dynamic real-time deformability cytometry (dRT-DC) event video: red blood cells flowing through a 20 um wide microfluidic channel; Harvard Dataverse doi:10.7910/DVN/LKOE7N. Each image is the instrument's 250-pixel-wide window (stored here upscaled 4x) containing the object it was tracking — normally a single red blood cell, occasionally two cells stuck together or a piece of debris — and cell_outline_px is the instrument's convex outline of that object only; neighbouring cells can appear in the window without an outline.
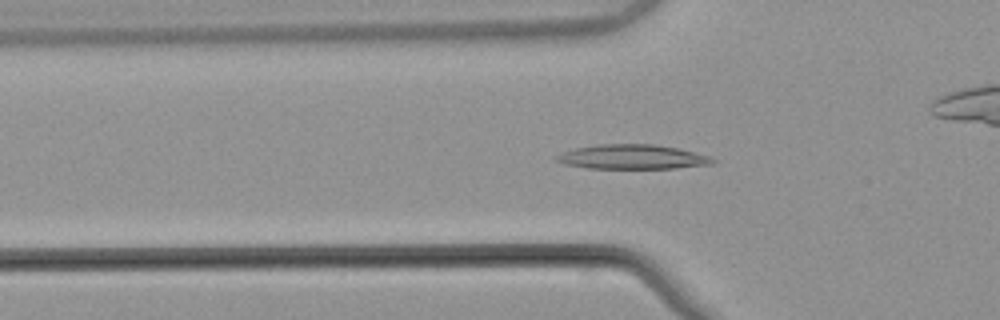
{"species": "common noctule bat (a hibernating species)", "species_latin": "Nyctalus noctula", "temperature_condition": "warm", "stored_images_in_passage": 54, "camera_frame_rate_fps": 3000, "um_per_image_px": 0.085, "animal": {"sex": "male", "body_mass_g": 21.5, "forearm_length_mm": 52.0}, "frame": {"image": 1, "passage_image": 18, "time_ms": 5.667, "image_size_px": [1000, 320], "cell_outline_px": [[716, 160], [712, 164], [676, 168], [588, 168], [564, 164], [552, 160], [560, 152], [576, 148], [596, 144], [652, 144], [676, 148], [708, 156]], "centroid_in_image_um": [53.67, 13.34], "position_along_channel_um": 72.1, "area_um2": 22.2}}
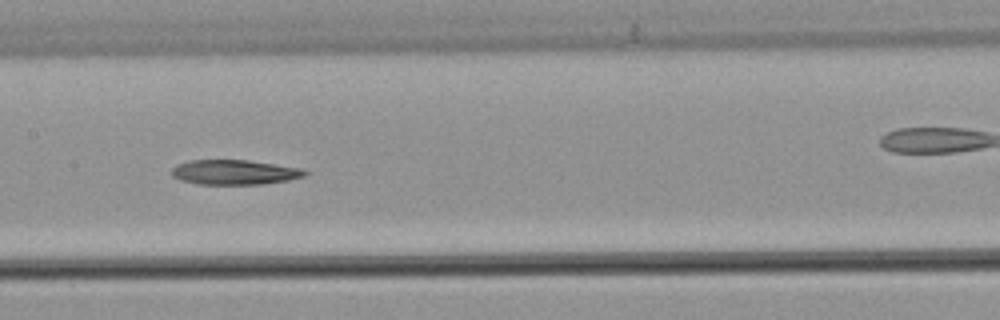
{"frame": {"image": 2, "passage_image": 27, "time_ms": 8.667, "image_size_px": [1000, 320], "cell_outline_px": [[308, 172], [304, 176], [288, 180], [264, 184], [200, 184], [180, 180], [172, 176], [172, 168], [176, 164], [188, 160], [248, 160], [304, 168]], "centroid_in_image_um": [19.94, 14.63], "position_along_channel_um": 187.5, "area_um2": 19.36}}
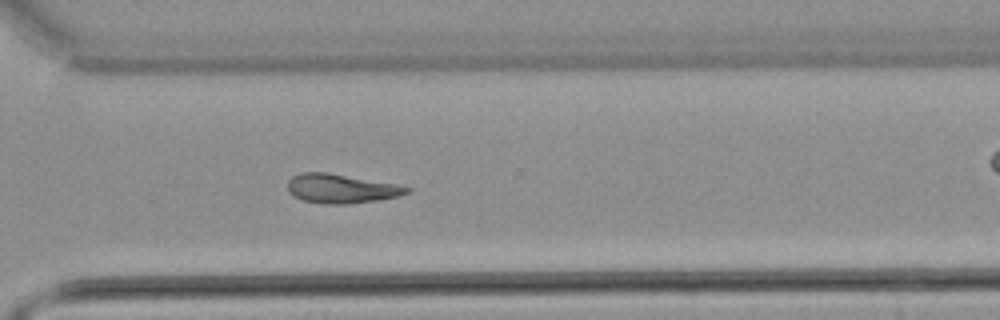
{"frame": {"image": 3, "passage_image": 39, "time_ms": 12.667, "image_size_px": [1000, 320], "cell_outline_px": [[412, 188], [408, 192], [400, 196], [380, 200], [348, 204], [324, 204], [300, 200], [292, 196], [288, 192], [288, 180], [292, 176], [300, 172], [328, 172], [392, 184]], "centroid_in_image_um": [28.93, 16.04], "position_along_channel_um": 341.7, "area_um2": 20.29}}